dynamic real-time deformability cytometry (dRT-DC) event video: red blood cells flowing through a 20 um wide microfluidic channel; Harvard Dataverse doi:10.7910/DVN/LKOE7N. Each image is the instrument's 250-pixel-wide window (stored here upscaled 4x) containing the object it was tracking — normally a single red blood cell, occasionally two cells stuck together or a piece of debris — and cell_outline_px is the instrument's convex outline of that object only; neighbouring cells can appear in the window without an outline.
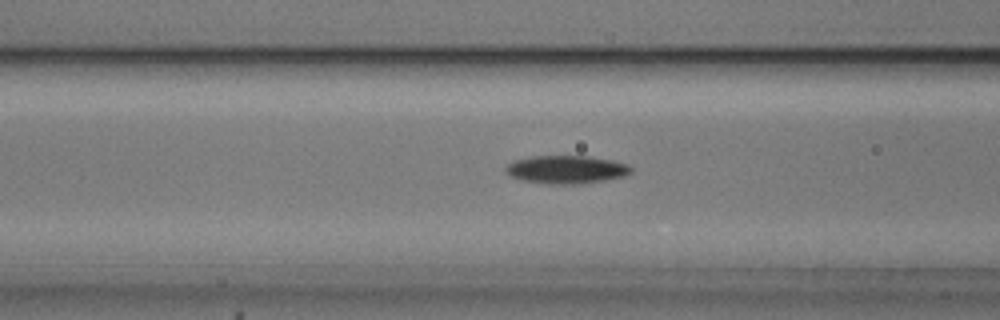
{"species": "common noctule bat (a hibernating species)", "species_latin": "Nyctalus noctula", "temperature_condition": "cold", "stored_images_in_passage": 46, "camera_frame_rate_fps": 3000, "um_per_image_px": 0.085, "animal": {"sex": "male", "body_mass_g": 20.5, "forearm_length_mm": 52.5}, "frame": {"image": 1, "passage_image": 20, "time_ms": 6.333, "image_size_px": [1000, 320], "cell_outline_px": [[632, 172], [624, 176], [604, 180], [576, 184], [548, 184], [520, 180], [504, 172], [504, 168], [512, 160], [532, 156], [588, 156], [612, 160], [628, 164], [632, 168]], "centroid_in_image_um": [48.1, 14.4], "position_along_channel_um": 118.5, "area_um2": 20.63}}
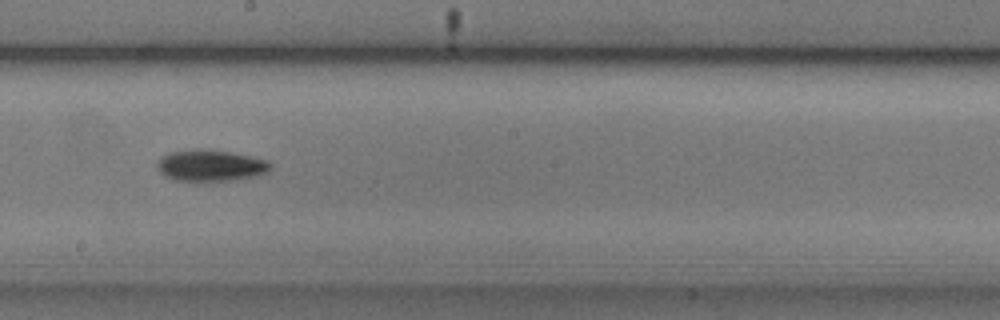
{"frame": {"image": 2, "passage_image": 29, "time_ms": 9.333, "image_size_px": [1000, 320], "cell_outline_px": [[272, 168], [268, 172], [236, 180], [196, 184], [176, 180], [164, 176], [156, 168], [156, 164], [160, 156], [168, 152], [196, 148], [200, 148], [232, 152], [252, 156], [268, 160], [272, 164]], "centroid_in_image_um": [17.85, 14.09], "position_along_channel_um": 230.3, "area_um2": 21.85}}
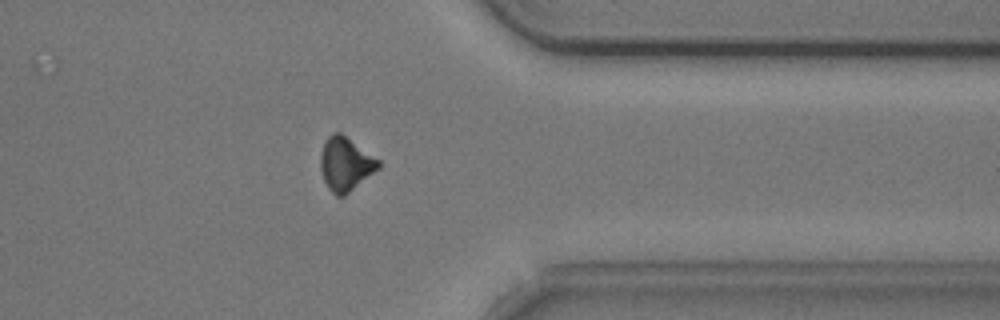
{"frame": {"image": 3, "passage_image": 42, "time_ms": 13.667, "image_size_px": [1000, 320], "cell_outline_px": [[380, 168], [344, 196], [336, 196], [328, 188], [324, 180], [320, 168], [320, 156], [324, 144], [328, 136], [332, 132], [340, 132], [380, 160]], "centroid_in_image_um": [29.37, 13.94], "position_along_channel_um": 382.0, "area_um2": 18.03}}